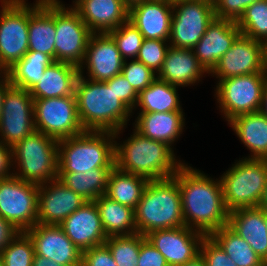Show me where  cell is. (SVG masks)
<instances>
[{
	"mask_svg": "<svg viewBox=\"0 0 267 266\" xmlns=\"http://www.w3.org/2000/svg\"><path fill=\"white\" fill-rule=\"evenodd\" d=\"M173 177L181 194L185 226L210 236L228 225L229 211L224 204L220 180L215 181L185 164Z\"/></svg>",
	"mask_w": 267,
	"mask_h": 266,
	"instance_id": "obj_1",
	"label": "cell"
},
{
	"mask_svg": "<svg viewBox=\"0 0 267 266\" xmlns=\"http://www.w3.org/2000/svg\"><path fill=\"white\" fill-rule=\"evenodd\" d=\"M89 80L79 70L74 94L80 123L85 131H109L117 137L132 111L117 97L114 84Z\"/></svg>",
	"mask_w": 267,
	"mask_h": 266,
	"instance_id": "obj_2",
	"label": "cell"
},
{
	"mask_svg": "<svg viewBox=\"0 0 267 266\" xmlns=\"http://www.w3.org/2000/svg\"><path fill=\"white\" fill-rule=\"evenodd\" d=\"M175 157L169 145L144 137L135 129L120 146L115 142V167L149 181L173 177L184 164Z\"/></svg>",
	"mask_w": 267,
	"mask_h": 266,
	"instance_id": "obj_3",
	"label": "cell"
},
{
	"mask_svg": "<svg viewBox=\"0 0 267 266\" xmlns=\"http://www.w3.org/2000/svg\"><path fill=\"white\" fill-rule=\"evenodd\" d=\"M137 233L185 226L181 194L174 177L149 181L134 209Z\"/></svg>",
	"mask_w": 267,
	"mask_h": 266,
	"instance_id": "obj_4",
	"label": "cell"
},
{
	"mask_svg": "<svg viewBox=\"0 0 267 266\" xmlns=\"http://www.w3.org/2000/svg\"><path fill=\"white\" fill-rule=\"evenodd\" d=\"M115 135L84 131L58 141V173H86L93 168L115 167Z\"/></svg>",
	"mask_w": 267,
	"mask_h": 266,
	"instance_id": "obj_5",
	"label": "cell"
},
{
	"mask_svg": "<svg viewBox=\"0 0 267 266\" xmlns=\"http://www.w3.org/2000/svg\"><path fill=\"white\" fill-rule=\"evenodd\" d=\"M226 209L260 207L267 191V159L244 158L220 179Z\"/></svg>",
	"mask_w": 267,
	"mask_h": 266,
	"instance_id": "obj_6",
	"label": "cell"
},
{
	"mask_svg": "<svg viewBox=\"0 0 267 266\" xmlns=\"http://www.w3.org/2000/svg\"><path fill=\"white\" fill-rule=\"evenodd\" d=\"M12 160L21 169L13 176L38 185L49 183L58 178V141L35 130L12 147Z\"/></svg>",
	"mask_w": 267,
	"mask_h": 266,
	"instance_id": "obj_7",
	"label": "cell"
},
{
	"mask_svg": "<svg viewBox=\"0 0 267 266\" xmlns=\"http://www.w3.org/2000/svg\"><path fill=\"white\" fill-rule=\"evenodd\" d=\"M0 67L6 72L29 51V5L25 0H2Z\"/></svg>",
	"mask_w": 267,
	"mask_h": 266,
	"instance_id": "obj_8",
	"label": "cell"
},
{
	"mask_svg": "<svg viewBox=\"0 0 267 266\" xmlns=\"http://www.w3.org/2000/svg\"><path fill=\"white\" fill-rule=\"evenodd\" d=\"M267 73L225 78L216 86L221 113L229 122L236 116L260 111Z\"/></svg>",
	"mask_w": 267,
	"mask_h": 266,
	"instance_id": "obj_9",
	"label": "cell"
},
{
	"mask_svg": "<svg viewBox=\"0 0 267 266\" xmlns=\"http://www.w3.org/2000/svg\"><path fill=\"white\" fill-rule=\"evenodd\" d=\"M55 5V61L67 62L83 70L82 62L93 32L74 8H67L59 0Z\"/></svg>",
	"mask_w": 267,
	"mask_h": 266,
	"instance_id": "obj_10",
	"label": "cell"
},
{
	"mask_svg": "<svg viewBox=\"0 0 267 266\" xmlns=\"http://www.w3.org/2000/svg\"><path fill=\"white\" fill-rule=\"evenodd\" d=\"M39 185L15 176L0 179V216L20 232L38 223Z\"/></svg>",
	"mask_w": 267,
	"mask_h": 266,
	"instance_id": "obj_11",
	"label": "cell"
},
{
	"mask_svg": "<svg viewBox=\"0 0 267 266\" xmlns=\"http://www.w3.org/2000/svg\"><path fill=\"white\" fill-rule=\"evenodd\" d=\"M35 130L57 141L84 132L78 112L76 96L34 99Z\"/></svg>",
	"mask_w": 267,
	"mask_h": 266,
	"instance_id": "obj_12",
	"label": "cell"
},
{
	"mask_svg": "<svg viewBox=\"0 0 267 266\" xmlns=\"http://www.w3.org/2000/svg\"><path fill=\"white\" fill-rule=\"evenodd\" d=\"M214 19V6L208 2L174 0L170 46L193 49Z\"/></svg>",
	"mask_w": 267,
	"mask_h": 266,
	"instance_id": "obj_13",
	"label": "cell"
},
{
	"mask_svg": "<svg viewBox=\"0 0 267 266\" xmlns=\"http://www.w3.org/2000/svg\"><path fill=\"white\" fill-rule=\"evenodd\" d=\"M33 131L34 99L30 90L10 85L0 115L1 141L12 148Z\"/></svg>",
	"mask_w": 267,
	"mask_h": 266,
	"instance_id": "obj_14",
	"label": "cell"
},
{
	"mask_svg": "<svg viewBox=\"0 0 267 266\" xmlns=\"http://www.w3.org/2000/svg\"><path fill=\"white\" fill-rule=\"evenodd\" d=\"M219 80L265 72V44L240 34L210 72Z\"/></svg>",
	"mask_w": 267,
	"mask_h": 266,
	"instance_id": "obj_15",
	"label": "cell"
},
{
	"mask_svg": "<svg viewBox=\"0 0 267 266\" xmlns=\"http://www.w3.org/2000/svg\"><path fill=\"white\" fill-rule=\"evenodd\" d=\"M146 238L164 256L168 266H180L200 254L205 235L183 226L155 230L148 233Z\"/></svg>",
	"mask_w": 267,
	"mask_h": 266,
	"instance_id": "obj_16",
	"label": "cell"
},
{
	"mask_svg": "<svg viewBox=\"0 0 267 266\" xmlns=\"http://www.w3.org/2000/svg\"><path fill=\"white\" fill-rule=\"evenodd\" d=\"M25 233L33 242L35 254L64 266H81L82 252L59 225L37 223Z\"/></svg>",
	"mask_w": 267,
	"mask_h": 266,
	"instance_id": "obj_17",
	"label": "cell"
},
{
	"mask_svg": "<svg viewBox=\"0 0 267 266\" xmlns=\"http://www.w3.org/2000/svg\"><path fill=\"white\" fill-rule=\"evenodd\" d=\"M49 184L39 185L38 223L60 225L87 201L58 179L49 182Z\"/></svg>",
	"mask_w": 267,
	"mask_h": 266,
	"instance_id": "obj_18",
	"label": "cell"
},
{
	"mask_svg": "<svg viewBox=\"0 0 267 266\" xmlns=\"http://www.w3.org/2000/svg\"><path fill=\"white\" fill-rule=\"evenodd\" d=\"M66 236L81 251L105 244L99 211L94 201H87L59 225Z\"/></svg>",
	"mask_w": 267,
	"mask_h": 266,
	"instance_id": "obj_19",
	"label": "cell"
},
{
	"mask_svg": "<svg viewBox=\"0 0 267 266\" xmlns=\"http://www.w3.org/2000/svg\"><path fill=\"white\" fill-rule=\"evenodd\" d=\"M83 63L88 66L89 79L105 82L121 74L124 59L108 33H93Z\"/></svg>",
	"mask_w": 267,
	"mask_h": 266,
	"instance_id": "obj_20",
	"label": "cell"
},
{
	"mask_svg": "<svg viewBox=\"0 0 267 266\" xmlns=\"http://www.w3.org/2000/svg\"><path fill=\"white\" fill-rule=\"evenodd\" d=\"M241 34L237 22L216 18L193 48L203 68L210 73Z\"/></svg>",
	"mask_w": 267,
	"mask_h": 266,
	"instance_id": "obj_21",
	"label": "cell"
},
{
	"mask_svg": "<svg viewBox=\"0 0 267 266\" xmlns=\"http://www.w3.org/2000/svg\"><path fill=\"white\" fill-rule=\"evenodd\" d=\"M173 3L143 1L129 8L128 20L144 39H170Z\"/></svg>",
	"mask_w": 267,
	"mask_h": 266,
	"instance_id": "obj_22",
	"label": "cell"
},
{
	"mask_svg": "<svg viewBox=\"0 0 267 266\" xmlns=\"http://www.w3.org/2000/svg\"><path fill=\"white\" fill-rule=\"evenodd\" d=\"M93 33H108L128 20L122 0H83L74 8Z\"/></svg>",
	"mask_w": 267,
	"mask_h": 266,
	"instance_id": "obj_23",
	"label": "cell"
},
{
	"mask_svg": "<svg viewBox=\"0 0 267 266\" xmlns=\"http://www.w3.org/2000/svg\"><path fill=\"white\" fill-rule=\"evenodd\" d=\"M228 226L267 264V224L261 206L230 211Z\"/></svg>",
	"mask_w": 267,
	"mask_h": 266,
	"instance_id": "obj_24",
	"label": "cell"
},
{
	"mask_svg": "<svg viewBox=\"0 0 267 266\" xmlns=\"http://www.w3.org/2000/svg\"><path fill=\"white\" fill-rule=\"evenodd\" d=\"M208 73L196 58L193 49L170 46L157 78L174 86H187Z\"/></svg>",
	"mask_w": 267,
	"mask_h": 266,
	"instance_id": "obj_25",
	"label": "cell"
},
{
	"mask_svg": "<svg viewBox=\"0 0 267 266\" xmlns=\"http://www.w3.org/2000/svg\"><path fill=\"white\" fill-rule=\"evenodd\" d=\"M55 36V5L37 1L29 5V51L45 53L55 61Z\"/></svg>",
	"mask_w": 267,
	"mask_h": 266,
	"instance_id": "obj_26",
	"label": "cell"
},
{
	"mask_svg": "<svg viewBox=\"0 0 267 266\" xmlns=\"http://www.w3.org/2000/svg\"><path fill=\"white\" fill-rule=\"evenodd\" d=\"M79 67L54 61L46 67L43 77L30 89L33 99L56 98L74 95Z\"/></svg>",
	"mask_w": 267,
	"mask_h": 266,
	"instance_id": "obj_27",
	"label": "cell"
},
{
	"mask_svg": "<svg viewBox=\"0 0 267 266\" xmlns=\"http://www.w3.org/2000/svg\"><path fill=\"white\" fill-rule=\"evenodd\" d=\"M183 117V111L139 113L135 130L144 137L171 147L182 133L185 122Z\"/></svg>",
	"mask_w": 267,
	"mask_h": 266,
	"instance_id": "obj_28",
	"label": "cell"
},
{
	"mask_svg": "<svg viewBox=\"0 0 267 266\" xmlns=\"http://www.w3.org/2000/svg\"><path fill=\"white\" fill-rule=\"evenodd\" d=\"M254 159H267V117L261 112L236 116L228 122Z\"/></svg>",
	"mask_w": 267,
	"mask_h": 266,
	"instance_id": "obj_29",
	"label": "cell"
},
{
	"mask_svg": "<svg viewBox=\"0 0 267 266\" xmlns=\"http://www.w3.org/2000/svg\"><path fill=\"white\" fill-rule=\"evenodd\" d=\"M94 202L107 238L137 233L133 208L113 201L105 195L98 197Z\"/></svg>",
	"mask_w": 267,
	"mask_h": 266,
	"instance_id": "obj_30",
	"label": "cell"
},
{
	"mask_svg": "<svg viewBox=\"0 0 267 266\" xmlns=\"http://www.w3.org/2000/svg\"><path fill=\"white\" fill-rule=\"evenodd\" d=\"M149 180L114 167L108 176L105 196L124 206L135 209Z\"/></svg>",
	"mask_w": 267,
	"mask_h": 266,
	"instance_id": "obj_31",
	"label": "cell"
},
{
	"mask_svg": "<svg viewBox=\"0 0 267 266\" xmlns=\"http://www.w3.org/2000/svg\"><path fill=\"white\" fill-rule=\"evenodd\" d=\"M177 86L156 78L145 90L138 93L136 105L140 113L182 111Z\"/></svg>",
	"mask_w": 267,
	"mask_h": 266,
	"instance_id": "obj_32",
	"label": "cell"
},
{
	"mask_svg": "<svg viewBox=\"0 0 267 266\" xmlns=\"http://www.w3.org/2000/svg\"><path fill=\"white\" fill-rule=\"evenodd\" d=\"M113 168H93L86 173H58V180L86 201L105 195L107 181Z\"/></svg>",
	"mask_w": 267,
	"mask_h": 266,
	"instance_id": "obj_33",
	"label": "cell"
},
{
	"mask_svg": "<svg viewBox=\"0 0 267 266\" xmlns=\"http://www.w3.org/2000/svg\"><path fill=\"white\" fill-rule=\"evenodd\" d=\"M52 62L54 60L45 53L28 51L6 73L11 85L30 90L43 77L46 67Z\"/></svg>",
	"mask_w": 267,
	"mask_h": 266,
	"instance_id": "obj_34",
	"label": "cell"
},
{
	"mask_svg": "<svg viewBox=\"0 0 267 266\" xmlns=\"http://www.w3.org/2000/svg\"><path fill=\"white\" fill-rule=\"evenodd\" d=\"M210 237L237 266H267L251 246L228 225L213 232Z\"/></svg>",
	"mask_w": 267,
	"mask_h": 266,
	"instance_id": "obj_35",
	"label": "cell"
},
{
	"mask_svg": "<svg viewBox=\"0 0 267 266\" xmlns=\"http://www.w3.org/2000/svg\"><path fill=\"white\" fill-rule=\"evenodd\" d=\"M237 25L241 34L267 44V0L249 5Z\"/></svg>",
	"mask_w": 267,
	"mask_h": 266,
	"instance_id": "obj_36",
	"label": "cell"
},
{
	"mask_svg": "<svg viewBox=\"0 0 267 266\" xmlns=\"http://www.w3.org/2000/svg\"><path fill=\"white\" fill-rule=\"evenodd\" d=\"M146 236L139 233L108 237L105 244L110 249L117 266H137L141 242Z\"/></svg>",
	"mask_w": 267,
	"mask_h": 266,
	"instance_id": "obj_37",
	"label": "cell"
},
{
	"mask_svg": "<svg viewBox=\"0 0 267 266\" xmlns=\"http://www.w3.org/2000/svg\"><path fill=\"white\" fill-rule=\"evenodd\" d=\"M34 254L32 240L25 232H21L9 242L0 256L4 266H32Z\"/></svg>",
	"mask_w": 267,
	"mask_h": 266,
	"instance_id": "obj_38",
	"label": "cell"
},
{
	"mask_svg": "<svg viewBox=\"0 0 267 266\" xmlns=\"http://www.w3.org/2000/svg\"><path fill=\"white\" fill-rule=\"evenodd\" d=\"M108 34L115 41L124 60H127V57L137 58L144 37L129 20L109 31Z\"/></svg>",
	"mask_w": 267,
	"mask_h": 266,
	"instance_id": "obj_39",
	"label": "cell"
},
{
	"mask_svg": "<svg viewBox=\"0 0 267 266\" xmlns=\"http://www.w3.org/2000/svg\"><path fill=\"white\" fill-rule=\"evenodd\" d=\"M169 42L161 39H144L136 60L142 62L146 67L151 68L156 73L164 63Z\"/></svg>",
	"mask_w": 267,
	"mask_h": 266,
	"instance_id": "obj_40",
	"label": "cell"
},
{
	"mask_svg": "<svg viewBox=\"0 0 267 266\" xmlns=\"http://www.w3.org/2000/svg\"><path fill=\"white\" fill-rule=\"evenodd\" d=\"M156 72L146 67L142 62L132 59L130 63L124 60L121 75L129 81V84L139 93L145 90L156 78Z\"/></svg>",
	"mask_w": 267,
	"mask_h": 266,
	"instance_id": "obj_41",
	"label": "cell"
},
{
	"mask_svg": "<svg viewBox=\"0 0 267 266\" xmlns=\"http://www.w3.org/2000/svg\"><path fill=\"white\" fill-rule=\"evenodd\" d=\"M259 0H217L214 6L215 17L238 22L246 8Z\"/></svg>",
	"mask_w": 267,
	"mask_h": 266,
	"instance_id": "obj_42",
	"label": "cell"
},
{
	"mask_svg": "<svg viewBox=\"0 0 267 266\" xmlns=\"http://www.w3.org/2000/svg\"><path fill=\"white\" fill-rule=\"evenodd\" d=\"M200 254L207 266H237L210 236L202 240Z\"/></svg>",
	"mask_w": 267,
	"mask_h": 266,
	"instance_id": "obj_43",
	"label": "cell"
},
{
	"mask_svg": "<svg viewBox=\"0 0 267 266\" xmlns=\"http://www.w3.org/2000/svg\"><path fill=\"white\" fill-rule=\"evenodd\" d=\"M81 266H117L106 244L82 252Z\"/></svg>",
	"mask_w": 267,
	"mask_h": 266,
	"instance_id": "obj_44",
	"label": "cell"
},
{
	"mask_svg": "<svg viewBox=\"0 0 267 266\" xmlns=\"http://www.w3.org/2000/svg\"><path fill=\"white\" fill-rule=\"evenodd\" d=\"M105 82L114 84L117 97L132 111L137 103L138 92L129 84V81L119 74Z\"/></svg>",
	"mask_w": 267,
	"mask_h": 266,
	"instance_id": "obj_45",
	"label": "cell"
},
{
	"mask_svg": "<svg viewBox=\"0 0 267 266\" xmlns=\"http://www.w3.org/2000/svg\"><path fill=\"white\" fill-rule=\"evenodd\" d=\"M137 266H168L164 256L145 238L141 242Z\"/></svg>",
	"mask_w": 267,
	"mask_h": 266,
	"instance_id": "obj_46",
	"label": "cell"
},
{
	"mask_svg": "<svg viewBox=\"0 0 267 266\" xmlns=\"http://www.w3.org/2000/svg\"><path fill=\"white\" fill-rule=\"evenodd\" d=\"M19 233L12 223L0 216V254Z\"/></svg>",
	"mask_w": 267,
	"mask_h": 266,
	"instance_id": "obj_47",
	"label": "cell"
},
{
	"mask_svg": "<svg viewBox=\"0 0 267 266\" xmlns=\"http://www.w3.org/2000/svg\"><path fill=\"white\" fill-rule=\"evenodd\" d=\"M12 161V148L0 139V179L13 176V173L9 172Z\"/></svg>",
	"mask_w": 267,
	"mask_h": 266,
	"instance_id": "obj_48",
	"label": "cell"
},
{
	"mask_svg": "<svg viewBox=\"0 0 267 266\" xmlns=\"http://www.w3.org/2000/svg\"><path fill=\"white\" fill-rule=\"evenodd\" d=\"M0 78H3V79H0L1 80L0 81V115H1L4 95H5L7 88L11 85V83H10L9 76L6 72H4V76L2 75V77L0 76Z\"/></svg>",
	"mask_w": 267,
	"mask_h": 266,
	"instance_id": "obj_49",
	"label": "cell"
},
{
	"mask_svg": "<svg viewBox=\"0 0 267 266\" xmlns=\"http://www.w3.org/2000/svg\"><path fill=\"white\" fill-rule=\"evenodd\" d=\"M32 266H64V265L58 264L55 261L47 259L43 256L34 254Z\"/></svg>",
	"mask_w": 267,
	"mask_h": 266,
	"instance_id": "obj_50",
	"label": "cell"
},
{
	"mask_svg": "<svg viewBox=\"0 0 267 266\" xmlns=\"http://www.w3.org/2000/svg\"><path fill=\"white\" fill-rule=\"evenodd\" d=\"M180 266H207L201 254L197 255L194 259Z\"/></svg>",
	"mask_w": 267,
	"mask_h": 266,
	"instance_id": "obj_51",
	"label": "cell"
},
{
	"mask_svg": "<svg viewBox=\"0 0 267 266\" xmlns=\"http://www.w3.org/2000/svg\"><path fill=\"white\" fill-rule=\"evenodd\" d=\"M260 111L267 117V82L264 87Z\"/></svg>",
	"mask_w": 267,
	"mask_h": 266,
	"instance_id": "obj_52",
	"label": "cell"
},
{
	"mask_svg": "<svg viewBox=\"0 0 267 266\" xmlns=\"http://www.w3.org/2000/svg\"><path fill=\"white\" fill-rule=\"evenodd\" d=\"M122 1L128 8H130L131 6H133L137 3L143 2L145 0H122Z\"/></svg>",
	"mask_w": 267,
	"mask_h": 266,
	"instance_id": "obj_53",
	"label": "cell"
},
{
	"mask_svg": "<svg viewBox=\"0 0 267 266\" xmlns=\"http://www.w3.org/2000/svg\"><path fill=\"white\" fill-rule=\"evenodd\" d=\"M261 207L267 212V192Z\"/></svg>",
	"mask_w": 267,
	"mask_h": 266,
	"instance_id": "obj_54",
	"label": "cell"
},
{
	"mask_svg": "<svg viewBox=\"0 0 267 266\" xmlns=\"http://www.w3.org/2000/svg\"><path fill=\"white\" fill-rule=\"evenodd\" d=\"M265 72L267 73V44H265Z\"/></svg>",
	"mask_w": 267,
	"mask_h": 266,
	"instance_id": "obj_55",
	"label": "cell"
},
{
	"mask_svg": "<svg viewBox=\"0 0 267 266\" xmlns=\"http://www.w3.org/2000/svg\"><path fill=\"white\" fill-rule=\"evenodd\" d=\"M197 1H204V2H208V3L212 4V5H214L217 0H197Z\"/></svg>",
	"mask_w": 267,
	"mask_h": 266,
	"instance_id": "obj_56",
	"label": "cell"
},
{
	"mask_svg": "<svg viewBox=\"0 0 267 266\" xmlns=\"http://www.w3.org/2000/svg\"><path fill=\"white\" fill-rule=\"evenodd\" d=\"M147 1H161V2L173 3L174 0H147Z\"/></svg>",
	"mask_w": 267,
	"mask_h": 266,
	"instance_id": "obj_57",
	"label": "cell"
},
{
	"mask_svg": "<svg viewBox=\"0 0 267 266\" xmlns=\"http://www.w3.org/2000/svg\"><path fill=\"white\" fill-rule=\"evenodd\" d=\"M52 1L53 0H37V2H39V3H50Z\"/></svg>",
	"mask_w": 267,
	"mask_h": 266,
	"instance_id": "obj_58",
	"label": "cell"
},
{
	"mask_svg": "<svg viewBox=\"0 0 267 266\" xmlns=\"http://www.w3.org/2000/svg\"><path fill=\"white\" fill-rule=\"evenodd\" d=\"M82 1H83V0H76L75 3H74V5H73V6H74L73 8H75V7H76L78 4H80Z\"/></svg>",
	"mask_w": 267,
	"mask_h": 266,
	"instance_id": "obj_59",
	"label": "cell"
},
{
	"mask_svg": "<svg viewBox=\"0 0 267 266\" xmlns=\"http://www.w3.org/2000/svg\"><path fill=\"white\" fill-rule=\"evenodd\" d=\"M264 214H265V221H266V224H267V212L264 210Z\"/></svg>",
	"mask_w": 267,
	"mask_h": 266,
	"instance_id": "obj_60",
	"label": "cell"
},
{
	"mask_svg": "<svg viewBox=\"0 0 267 266\" xmlns=\"http://www.w3.org/2000/svg\"><path fill=\"white\" fill-rule=\"evenodd\" d=\"M0 266H4V265H3V260H2V258H1V256H0Z\"/></svg>",
	"mask_w": 267,
	"mask_h": 266,
	"instance_id": "obj_61",
	"label": "cell"
},
{
	"mask_svg": "<svg viewBox=\"0 0 267 266\" xmlns=\"http://www.w3.org/2000/svg\"><path fill=\"white\" fill-rule=\"evenodd\" d=\"M2 70H3V69L0 67V71H1V73L4 74V71H2Z\"/></svg>",
	"mask_w": 267,
	"mask_h": 266,
	"instance_id": "obj_62",
	"label": "cell"
}]
</instances>
